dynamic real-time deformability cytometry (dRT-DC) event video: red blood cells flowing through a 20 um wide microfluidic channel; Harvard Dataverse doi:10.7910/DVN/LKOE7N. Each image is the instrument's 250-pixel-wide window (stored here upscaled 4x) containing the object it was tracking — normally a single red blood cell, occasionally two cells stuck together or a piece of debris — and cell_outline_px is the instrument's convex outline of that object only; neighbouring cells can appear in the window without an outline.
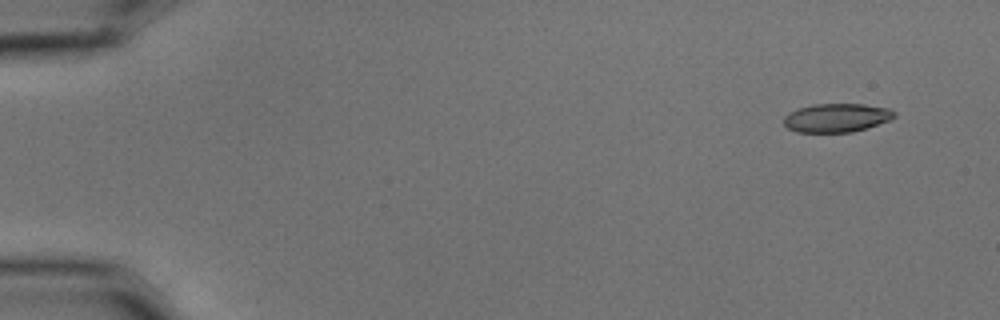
{"species": "common noctule bat (a hibernating species)", "species_latin": "Nyctalus noctula", "temperature_condition": "cold", "stored_images_in_passage": 9, "camera_frame_rate_fps": 3000, "um_per_image_px": 0.085, "animal": {"sex": "male", "body_mass_g": 15.6}, "frame": {"image": 1, "passage_image": 1, "time_ms": 0.0, "image_size_px": [1000, 320], "cell_outline_px": [[896, 116], [888, 120], [852, 132], [796, 132], [788, 128], [784, 124], [784, 116], [788, 112], [796, 108], [816, 104], [864, 104], [888, 108], [896, 112]], "centroid_in_image_um": [71.07, 10.0], "position_along_channel_um": 13.9, "area_um2": 18.38}}
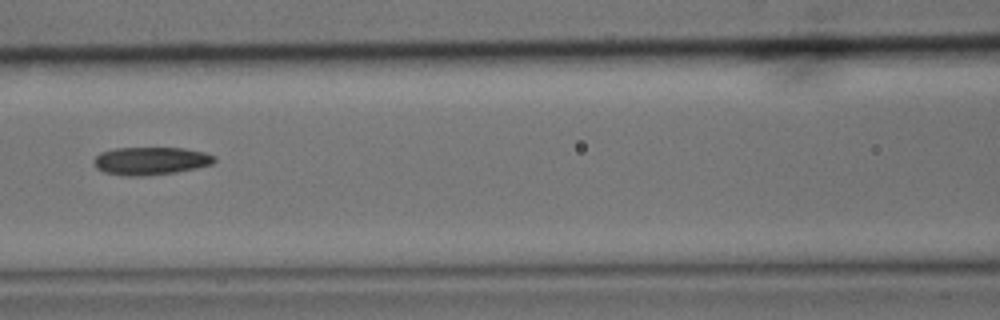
{"frame": {"image": 2, "passage_image": 7, "time_ms": 2.0, "image_size_px": [1000, 320], "cell_outline_px": [[216, 160], [212, 164], [196, 168], [176, 172], [140, 176], [124, 176], [104, 172], [96, 168], [92, 160], [100, 152], [112, 148], [184, 148], [204, 152], [216, 156]], "centroid_in_image_um": [12.79, 13.67], "position_along_channel_um": 153.8, "area_um2": 19.71}}
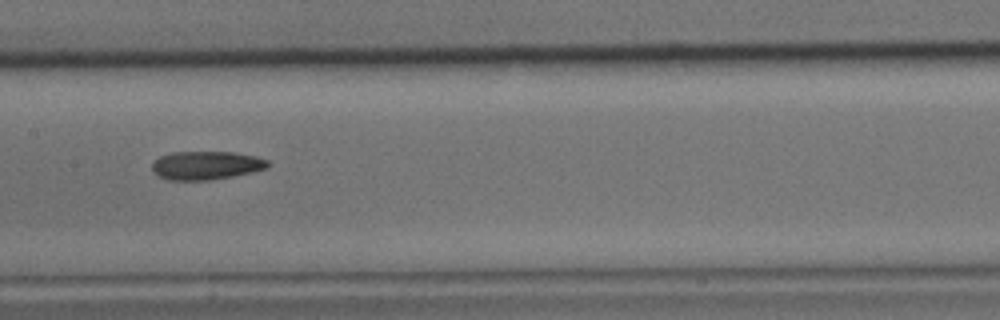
{"frame": {"image": 3, "passage_image": 8, "time_ms": 2.333, "image_size_px": [1000, 320], "cell_outline_px": [[268, 168], [252, 172], [232, 176], [208, 180], [168, 180], [160, 176], [152, 168], [152, 164], [160, 156], [172, 152], [236, 152], [256, 156], [268, 160]], "centroid_in_image_um": [17.55, 14.05], "position_along_channel_um": 189.8, "area_um2": 19.07}}